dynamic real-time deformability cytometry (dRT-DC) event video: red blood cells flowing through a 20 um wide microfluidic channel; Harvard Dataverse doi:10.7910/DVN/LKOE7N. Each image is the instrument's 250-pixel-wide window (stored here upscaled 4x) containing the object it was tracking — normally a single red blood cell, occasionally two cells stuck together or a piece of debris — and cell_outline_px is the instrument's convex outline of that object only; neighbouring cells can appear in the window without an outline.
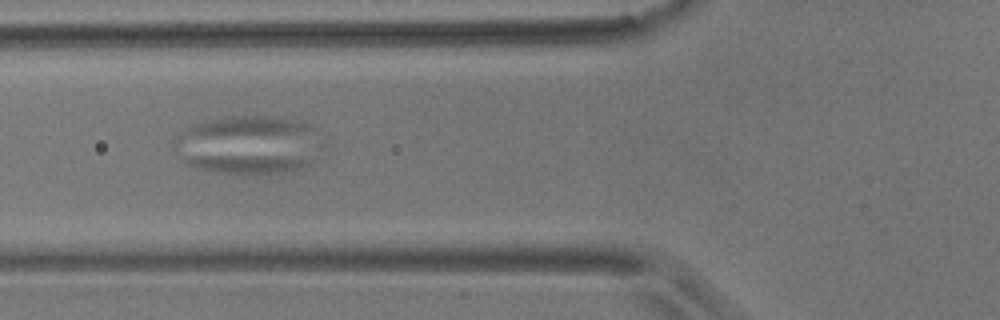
{"species": "common noctule bat (a hibernating species)", "species_latin": "Nyctalus noctula", "temperature_condition": "room temperature", "stored_images_in_passage": 55, "camera_frame_rate_fps": 3000, "um_per_image_px": 0.085, "animal": {"sex": "male", "body_mass_g": 17.9}, "frame": {"image": 1, "passage_image": 12, "time_ms": 3.667, "image_size_px": [1000, 320], "cell_outline_px": [[312, 160], [308, 164], [300, 168], [284, 172], [244, 176], [196, 168], [188, 164], [188, 160], [196, 156], [288, 156]], "centroid_in_image_um": [21.1, 13.96], "position_along_channel_um": 104.7, "area_um2": 13.24}}